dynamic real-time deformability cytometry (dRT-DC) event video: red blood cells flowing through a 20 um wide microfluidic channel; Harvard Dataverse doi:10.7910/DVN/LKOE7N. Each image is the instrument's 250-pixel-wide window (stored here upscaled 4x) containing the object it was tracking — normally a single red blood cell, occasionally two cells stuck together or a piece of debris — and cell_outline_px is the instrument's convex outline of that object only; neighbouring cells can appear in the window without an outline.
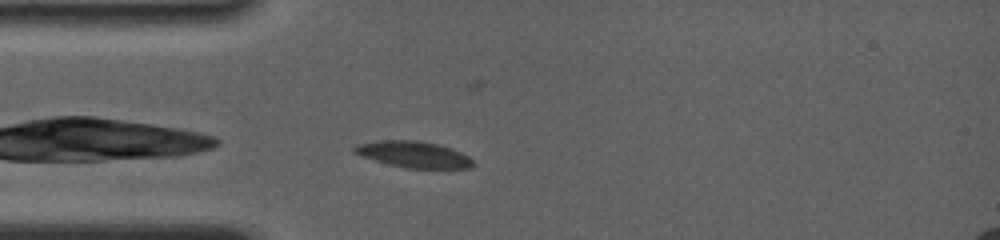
{"species": "common noctule bat (a hibernating species)", "species_latin": "Nyctalus noctula", "temperature_condition": "room temperature", "stored_images_in_passage": 33, "camera_frame_rate_fps": 4000, "um_per_image_px": 0.085, "animal": {"sex": "female", "body_mass_g": 19.0, "forearm_length_mm": 56.7}, "frame": {"image": 1, "passage_image": 1, "time_ms": 0.0, "image_size_px": [1000, 240], "cell_outline_px": [[476, 164], [472, 168], [408, 168], [360, 156], [352, 152], [352, 148], [356, 144], [380, 140], [416, 140], [436, 144], [452, 148], [468, 156]], "centroid_in_image_um": [35.15, 13.12], "position_along_channel_um": 49.8, "area_um2": 18.09}}
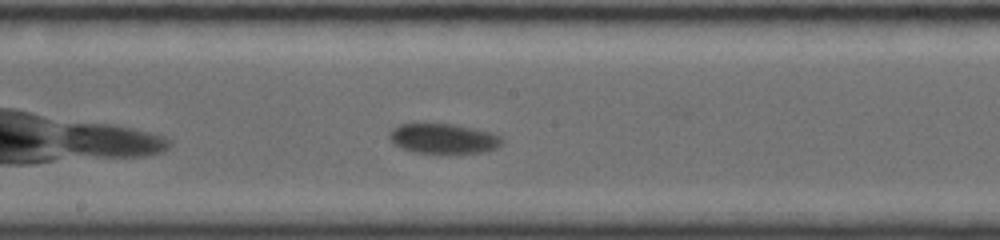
{"frame": {"image": 2, "passage_image": 11, "time_ms": 4.5, "image_size_px": [1000, 240], "cell_outline_px": [[504, 144], [496, 148], [484, 152], [412, 152], [400, 148], [388, 136], [392, 128], [400, 124], [456, 124], [492, 132], [500, 136], [504, 140]], "centroid_in_image_um": [37.73, 11.76], "position_along_channel_um": 210.5, "area_um2": 19.54}}
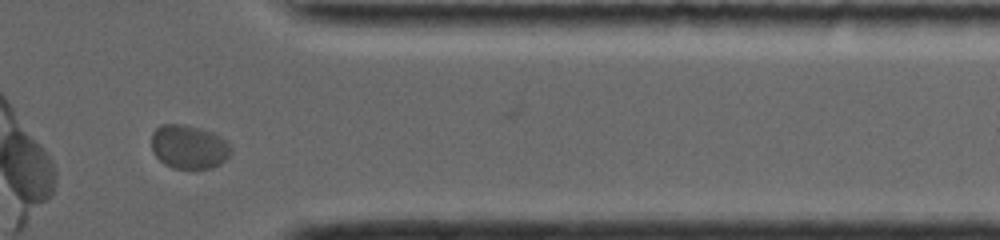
{"frame": {"image": 3, "passage_image": 26, "time_ms": 9.5, "image_size_px": [1000, 240], "cell_outline_px": [[232, 152], [220, 164], [212, 168], [172, 168], [164, 164], [152, 152], [152, 132], [160, 124], [184, 124], [204, 128], [228, 140], [232, 144]], "centroid_in_image_um": [16.08, 12.46], "position_along_channel_um": 395.3, "area_um2": 20.69}, "authors_computed_cell_mechanics": {"area_um2": 19.5364, "velocity_mm_per_s": 3.7285, "shape_relaxation_time_tau1_ms": 8.1046, "shape_relaxation_time_tau2_ms": null, "deformation_change_tau1": 0.0904, "deformation_change_tau2": null}}